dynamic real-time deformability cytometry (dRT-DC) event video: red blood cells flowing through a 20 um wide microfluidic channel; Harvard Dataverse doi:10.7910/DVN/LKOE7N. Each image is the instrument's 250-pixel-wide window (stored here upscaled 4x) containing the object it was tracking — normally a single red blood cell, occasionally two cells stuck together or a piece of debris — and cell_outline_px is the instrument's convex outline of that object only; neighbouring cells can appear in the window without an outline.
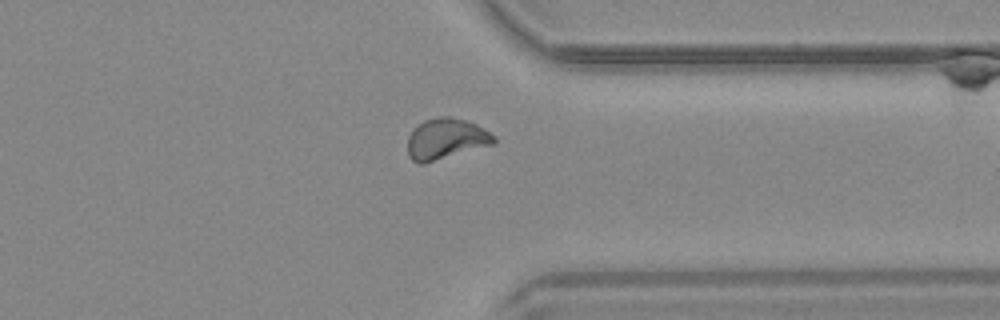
{"species": "common noctule bat (a hibernating species)", "species_latin": "Nyctalus noctula", "temperature_condition": "warm", "stored_images_in_passage": 32, "camera_frame_rate_fps": 3000, "um_per_image_px": 0.085, "animal": {"sex": "male", "body_mass_g": 20.4}, "frame": {"image": 1, "passage_image": 28, "time_ms": 9.0, "image_size_px": [1000, 320], "cell_outline_px": [[496, 140], [492, 144], [424, 164], [420, 164], [412, 160], [408, 156], [408, 136], [424, 120], [440, 116], [448, 116], [468, 120], [476, 124], [496, 136]], "centroid_in_image_um": [37.9, 11.8], "position_along_channel_um": 373.5, "area_um2": 20.4}}